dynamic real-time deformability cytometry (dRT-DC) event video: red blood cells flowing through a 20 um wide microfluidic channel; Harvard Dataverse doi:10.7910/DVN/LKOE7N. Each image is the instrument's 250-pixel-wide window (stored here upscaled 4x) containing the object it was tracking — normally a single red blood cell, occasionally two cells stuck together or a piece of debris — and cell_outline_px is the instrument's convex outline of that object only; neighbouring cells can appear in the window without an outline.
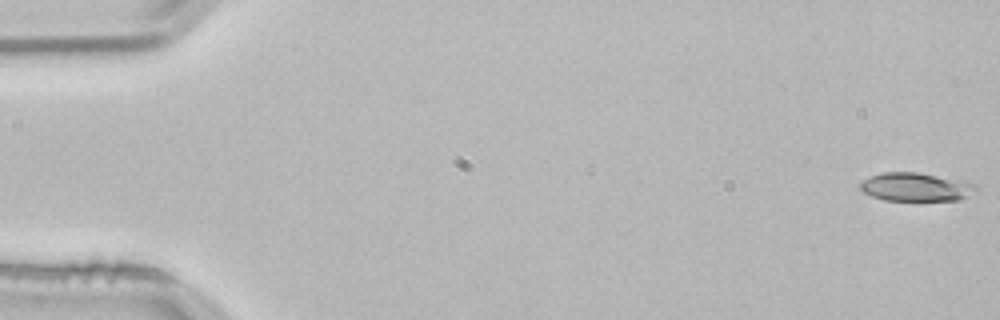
{"species": "common noctule bat (a hibernating species)", "species_latin": "Nyctalus noctula", "temperature_condition": "room temperature", "stored_images_in_passage": 47, "camera_frame_rate_fps": 3000, "um_per_image_px": 0.085, "animal": {"sex": "male", "body_mass_g": 21.5, "forearm_length_mm": 52.0}, "frame": {"image": 1, "passage_image": 1, "time_ms": 0.0, "image_size_px": [1000, 320], "cell_outline_px": [[980, 188], [976, 192], [960, 200], [884, 200], [872, 196], [864, 192], [860, 188], [860, 184], [864, 180], [872, 176], [884, 172], [916, 172], [964, 180], [976, 184]], "centroid_in_image_um": [77.93, 15.89], "position_along_channel_um": 7.1, "area_um2": 19.25}}
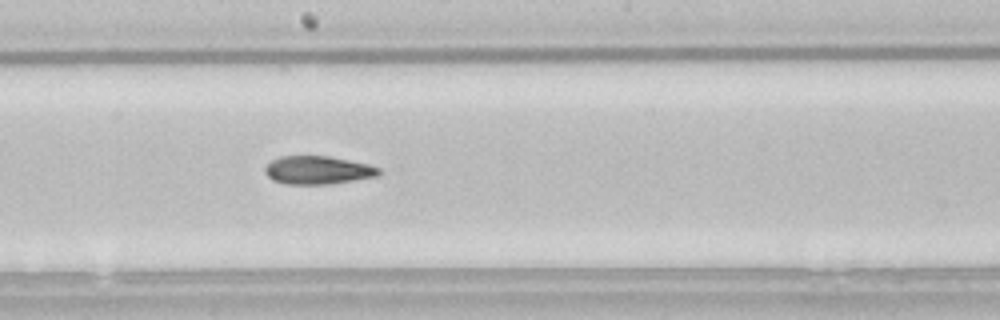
{"frame": {"image": 2, "passage_image": 29, "time_ms": 9.333, "image_size_px": [1000, 320], "cell_outline_px": [[380, 172], [376, 176], [328, 184], [284, 184], [272, 180], [264, 172], [264, 168], [272, 160], [280, 156], [328, 156], [368, 164], [380, 168]], "centroid_in_image_um": [26.97, 14.46], "position_along_channel_um": 221.2, "area_um2": 18.55}}
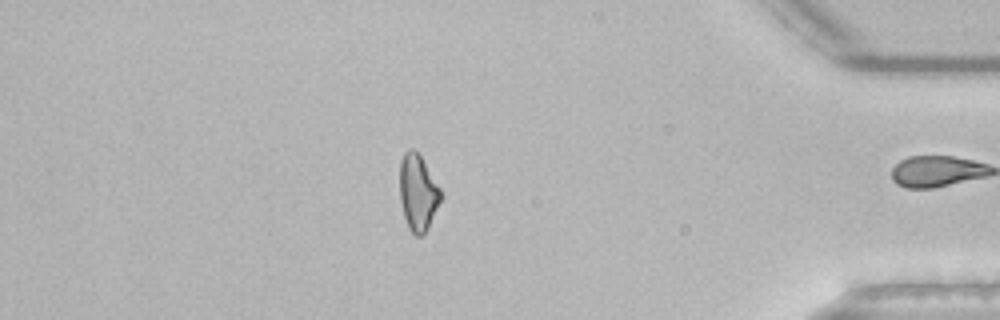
{"frame": {"image": 3, "passage_image": 46, "time_ms": 15.0, "image_size_px": [1000, 320], "cell_outline_px": [[444, 196], [428, 228], [420, 236], [416, 236], [408, 228], [404, 216], [400, 200], [400, 160], [404, 152], [408, 148], [412, 148], [420, 156], [440, 188]], "centroid_in_image_um": [35.53, 16.38], "position_along_channel_um": 399.7, "area_um2": 18.26}, "authors_computed_cell_mechanics": {"area_um2": 19.1896, "velocity_mm_per_s": 3.8448, "shape_relaxation_time_tau1_ms": 8.6189, "shape_relaxation_time_tau2_ms": 2.5518, "deformation_change_tau1": 0.192, "deformation_change_tau2": 0.1015}}